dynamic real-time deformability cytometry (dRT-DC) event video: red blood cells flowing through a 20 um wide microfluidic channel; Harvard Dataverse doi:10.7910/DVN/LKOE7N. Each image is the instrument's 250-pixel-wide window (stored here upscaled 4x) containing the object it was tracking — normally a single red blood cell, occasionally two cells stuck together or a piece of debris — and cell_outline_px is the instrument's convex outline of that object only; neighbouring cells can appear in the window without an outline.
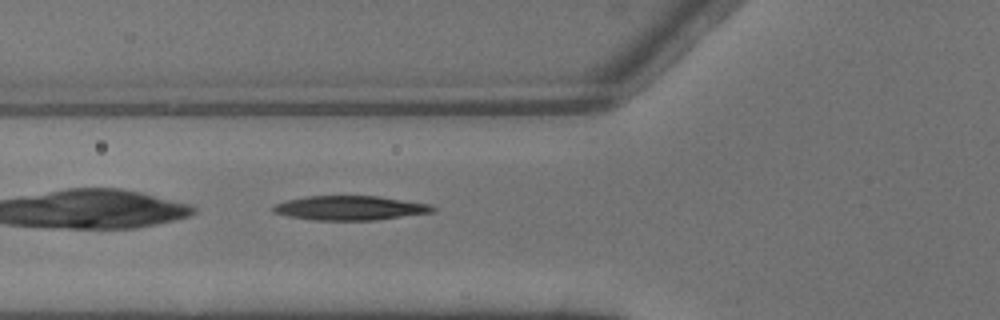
{"species": "common noctule bat (a hibernating species)", "species_latin": "Nyctalus noctula", "temperature_condition": "warm", "stored_images_in_passage": 6, "camera_frame_rate_fps": 3000, "um_per_image_px": 0.085, "animal": {"sex": "male", "body_mass_g": 13.3}, "frame": {"image": 1, "passage_image": 6, "time_ms": 1.667, "image_size_px": [1000, 320], "cell_outline_px": [[436, 212], [376, 220], [312, 220], [288, 216], [272, 212], [272, 208], [276, 204], [288, 200], [304, 196], [376, 196], [432, 204], [436, 208]], "centroid_in_image_um": [29.79, 17.68], "position_along_channel_um": 96.0, "area_um2": 22.72}}